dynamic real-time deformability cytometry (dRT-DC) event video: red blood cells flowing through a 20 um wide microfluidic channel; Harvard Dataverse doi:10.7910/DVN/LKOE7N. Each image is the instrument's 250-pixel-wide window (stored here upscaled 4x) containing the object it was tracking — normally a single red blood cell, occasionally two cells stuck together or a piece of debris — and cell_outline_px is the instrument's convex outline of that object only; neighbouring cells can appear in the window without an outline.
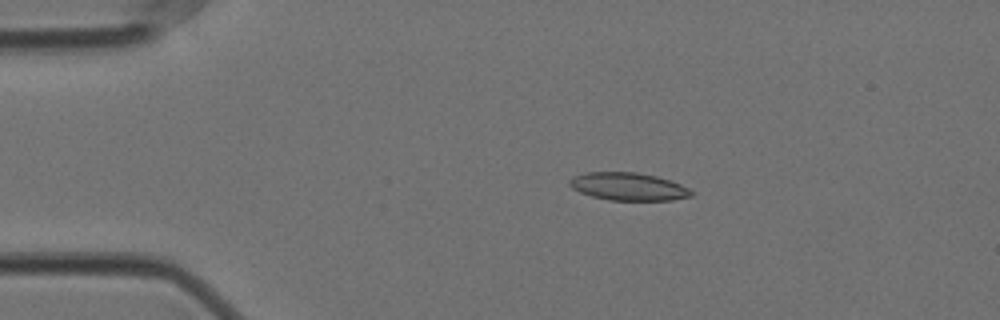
{"species": "Egyptian fruit bat (a non-hibernating species)", "species_latin": "Rousettus aegyptiacus", "temperature_condition": "cold", "stored_images_in_passage": 20, "camera_frame_rate_fps": 3000, "um_per_image_px": 0.085, "animal": {"sex": "female"}, "frame": {"image": 1, "passage_image": 1, "time_ms": 0.0, "image_size_px": [1000, 320], "cell_outline_px": [[692, 196], [672, 200], [608, 200], [592, 196], [580, 192], [572, 188], [568, 184], [568, 180], [572, 176], [584, 172], [636, 172], [656, 176], [680, 184], [688, 188], [692, 192]], "centroid_in_image_um": [53.35, 15.85], "position_along_channel_um": 31.6, "area_um2": 19.71}}
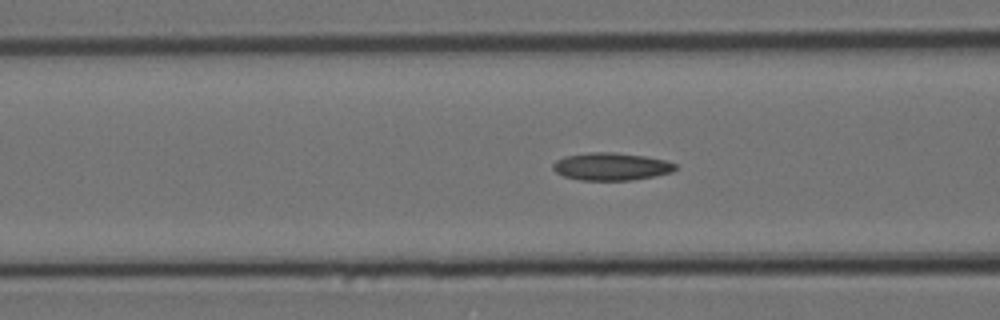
{"frame": {"image": 2, "passage_image": 12, "time_ms": 3.667, "image_size_px": [1000, 320], "cell_outline_px": [[676, 168], [672, 172], [632, 180], [580, 180], [564, 176], [556, 172], [552, 168], [552, 164], [556, 160], [564, 156], [588, 152], [616, 152], [644, 156], [664, 160], [676, 164]], "centroid_in_image_um": [51.91, 14.15], "position_along_channel_um": 114.7, "area_um2": 19.65}}
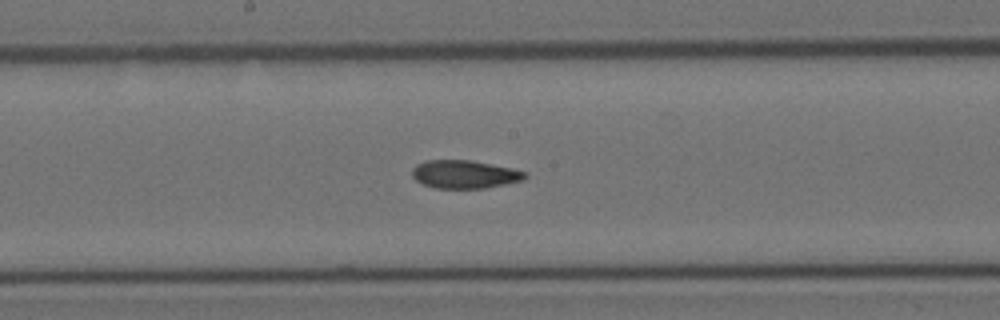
{"frame": {"image": 3, "passage_image": 20, "time_ms": 6.333, "image_size_px": [1000, 320], "cell_outline_px": [[528, 176], [524, 180], [484, 188], [436, 188], [424, 184], [416, 180], [412, 176], [412, 168], [416, 164], [424, 160], [468, 160], [512, 168], [528, 172]], "centroid_in_image_um": [39.49, 14.81], "position_along_channel_um": 208.7, "area_um2": 18.5}}